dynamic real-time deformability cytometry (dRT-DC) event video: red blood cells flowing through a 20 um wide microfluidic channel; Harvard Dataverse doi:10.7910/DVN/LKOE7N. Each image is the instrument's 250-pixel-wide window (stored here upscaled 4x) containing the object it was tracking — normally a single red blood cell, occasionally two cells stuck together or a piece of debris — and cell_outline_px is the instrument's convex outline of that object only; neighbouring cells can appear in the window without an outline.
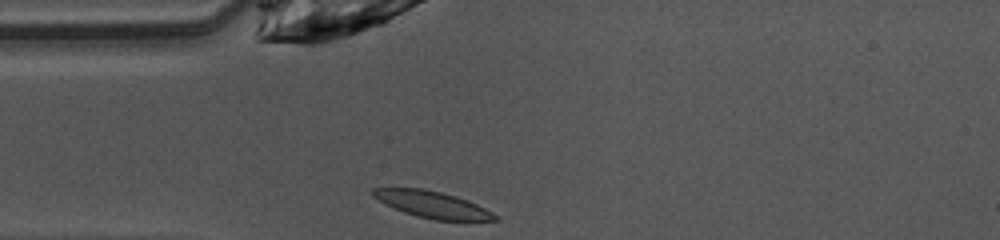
{"species": "common noctule bat (a hibernating species)", "species_latin": "Nyctalus noctula", "temperature_condition": "warm", "stored_images_in_passage": 37, "camera_frame_rate_fps": 3000, "um_per_image_px": 0.085, "animal": {"sex": "female", "body_mass_g": 10.0, "forearm_length_mm": 53.1}, "frame": {"image": 1, "passage_image": 1, "time_ms": 0.0, "image_size_px": [1000, 240], "cell_outline_px": [[500, 220], [436, 220], [416, 216], [404, 212], [384, 204], [372, 196], [372, 188], [424, 188], [456, 196], [468, 200], [492, 212]], "centroid_in_image_um": [36.71, 17.37], "position_along_channel_um": 48.3, "area_um2": 18.79}}
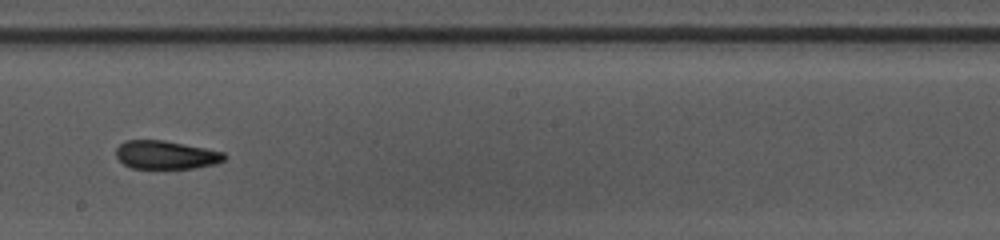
{"frame": {"image": 2, "passage_image": 15, "time_ms": 4.667, "image_size_px": [1000, 240], "cell_outline_px": [[228, 156], [224, 160], [216, 164], [192, 168], [132, 168], [124, 164], [116, 156], [116, 148], [124, 140], [164, 140], [224, 152]], "centroid_in_image_um": [14.11, 13.16], "position_along_channel_um": 234.1, "area_um2": 17.86}}
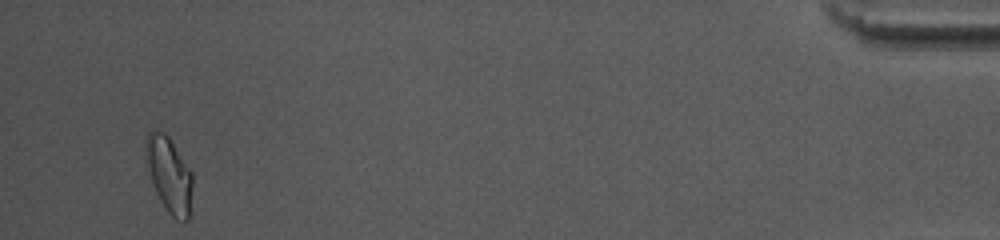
{"frame": {"image": 3, "passage_image": 35, "time_ms": 11.333, "image_size_px": [1000, 240], "cell_outline_px": [[192, 188], [188, 220], [176, 220], [168, 212], [160, 200], [156, 192], [152, 180], [144, 148], [144, 140], [148, 132], [152, 128], [156, 128], [164, 132], [168, 136], [192, 172]], "centroid_in_image_um": [14.36, 14.79], "position_along_channel_um": 420.8, "area_um2": 20.4}, "authors_computed_cell_mechanics": {"area_um2": 18.6694, "velocity_mm_per_s": 4.0996, "shape_relaxation_time_tau1_ms": 4.9413, "shape_relaxation_time_tau2_ms": 2.2757, "deformation_change_tau1": 0.1612, "deformation_change_tau2": 0.0768}}